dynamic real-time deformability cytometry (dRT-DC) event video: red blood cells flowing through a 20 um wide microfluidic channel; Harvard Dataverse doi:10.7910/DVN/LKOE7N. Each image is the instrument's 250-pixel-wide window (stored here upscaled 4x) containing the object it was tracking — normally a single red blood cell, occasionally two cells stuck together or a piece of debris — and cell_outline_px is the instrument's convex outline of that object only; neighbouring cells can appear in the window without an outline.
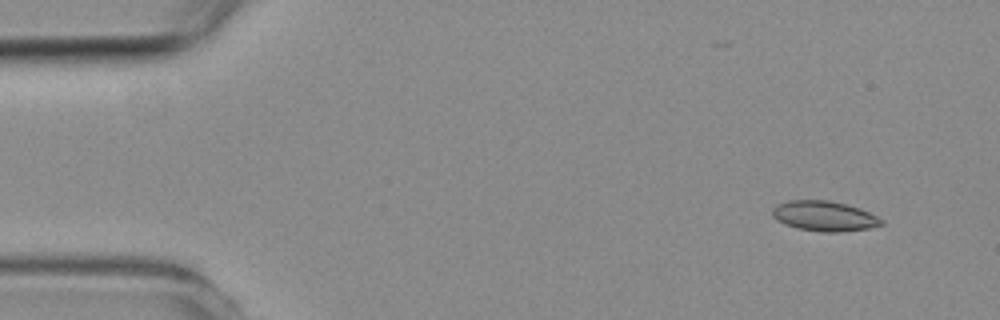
{"species": "common noctule bat (a hibernating species)", "species_latin": "Nyctalus noctula", "temperature_condition": "room temperature", "stored_images_in_passage": 4, "camera_frame_rate_fps": 3000, "um_per_image_px": 0.085, "animal": {"sex": "female", "body_mass_g": 19.3, "forearm_length_mm": 54.1}, "frame": {"image": 1, "passage_image": 1, "time_ms": 0.0, "image_size_px": [1000, 320], "cell_outline_px": [[884, 224], [868, 228], [840, 232], [820, 232], [796, 228], [784, 224], [776, 220], [772, 216], [772, 208], [776, 204], [788, 200], [828, 200], [848, 204], [860, 208], [884, 220]], "centroid_in_image_um": [70.03, 18.36], "position_along_channel_um": 15.0, "area_um2": 19.36}}
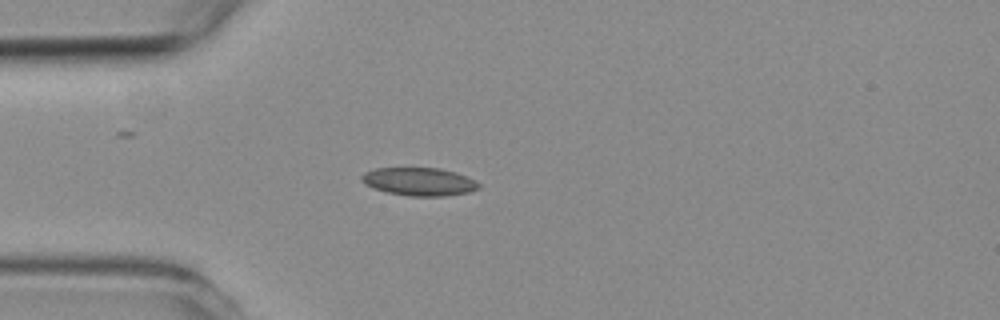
{"frame": {"image": 2, "passage_image": 4, "time_ms": 3.333, "image_size_px": [1000, 320], "cell_outline_px": [[480, 188], [468, 192], [444, 196], [408, 196], [388, 192], [372, 188], [364, 184], [360, 180], [360, 176], [364, 172], [376, 168], [440, 168], [456, 172], [468, 176], [480, 184]], "centroid_in_image_um": [35.61, 15.43], "position_along_channel_um": 49.4, "area_um2": 19.31}}